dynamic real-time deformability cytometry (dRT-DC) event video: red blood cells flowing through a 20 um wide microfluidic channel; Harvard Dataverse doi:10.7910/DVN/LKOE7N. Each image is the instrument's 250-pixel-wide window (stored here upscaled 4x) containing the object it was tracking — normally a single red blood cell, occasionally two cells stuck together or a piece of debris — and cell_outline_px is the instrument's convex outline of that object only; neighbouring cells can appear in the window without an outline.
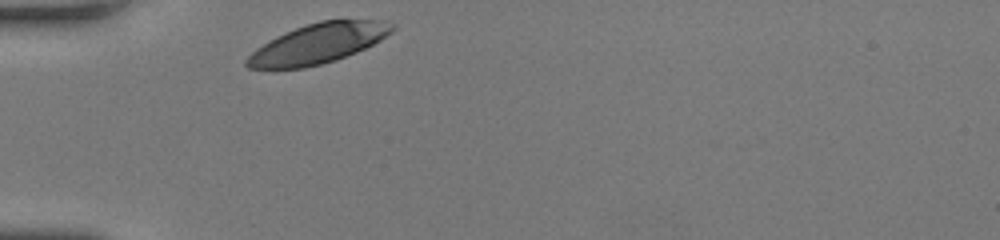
{"species": "human", "species_latin": "Homo sapiens", "temperature_condition": "room temperature", "stored_images_in_passage": 27, "camera_frame_rate_fps": 3000, "um_per_image_px": 0.085, "donor": {"sex": "female"}, "frame": {"image": 1, "passage_image": 1, "time_ms": 0.0, "image_size_px": [1000, 240], "cell_outline_px": [[396, 28], [392, 32], [380, 40], [356, 52], [336, 60], [304, 68], [248, 68], [244, 64], [244, 60], [256, 48], [276, 36], [296, 28], [320, 20], [376, 20], [396, 24]], "centroid_in_image_um": [27.03, 3.7], "position_along_channel_um": 58.0, "area_um2": 33.47}}
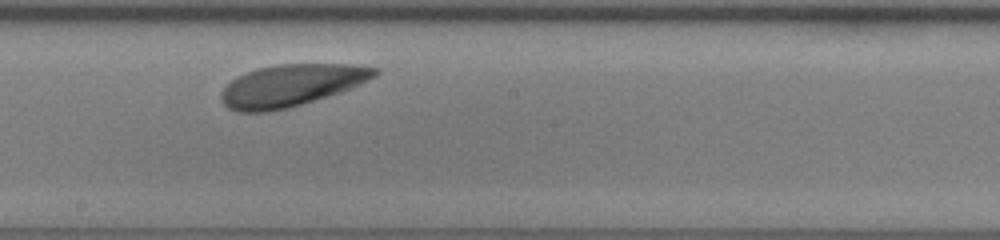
{"frame": {"image": 2, "passage_image": 15, "time_ms": 4.667, "image_size_px": [1000, 240], "cell_outline_px": [[380, 72], [376, 76], [368, 80], [340, 92], [288, 108], [268, 112], [236, 112], [228, 108], [220, 100], [220, 96], [224, 88], [236, 76], [256, 68], [276, 64], [360, 64], [380, 68]], "centroid_in_image_um": [24.76, 7.24], "position_along_channel_um": 223.4, "area_um2": 37.69}}
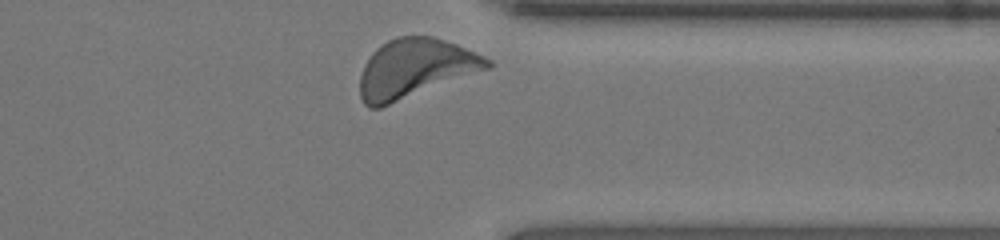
{"frame": {"image": 3, "passage_image": 27, "time_ms": 8.667, "image_size_px": [1000, 240], "cell_outline_px": [[492, 68], [380, 108], [368, 108], [364, 104], [360, 96], [360, 72], [364, 64], [372, 52], [380, 44], [396, 36], [432, 36], [456, 44], [484, 56], [492, 60]], "centroid_in_image_um": [35.28, 5.82], "position_along_channel_um": 376.1, "area_um2": 44.04}, "authors_computed_cell_mechanics": {"area_um2": 37.4544, "velocity_mm_per_s": 3.8237, "shape_relaxation_time_tau1_ms": 1.0609, "shape_relaxation_time_tau2_ms": 9.2939, "deformation_change_tau1": 0.0731, "deformation_change_tau2": 0.2066}}